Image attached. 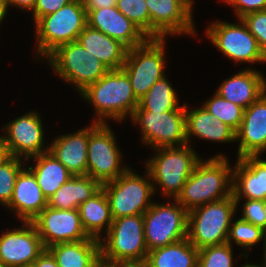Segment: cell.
Returning a JSON list of instances; mask_svg holds the SVG:
<instances>
[{
	"mask_svg": "<svg viewBox=\"0 0 266 267\" xmlns=\"http://www.w3.org/2000/svg\"><path fill=\"white\" fill-rule=\"evenodd\" d=\"M145 244L148 251L164 247L188 236V211L176 200L153 203L143 214Z\"/></svg>",
	"mask_w": 266,
	"mask_h": 267,
	"instance_id": "cell-10",
	"label": "cell"
},
{
	"mask_svg": "<svg viewBox=\"0 0 266 267\" xmlns=\"http://www.w3.org/2000/svg\"><path fill=\"white\" fill-rule=\"evenodd\" d=\"M38 112H29L12 120L5 127L2 135L9 156L29 158L49 151L44 147V130ZM24 156V157H22Z\"/></svg>",
	"mask_w": 266,
	"mask_h": 267,
	"instance_id": "cell-16",
	"label": "cell"
},
{
	"mask_svg": "<svg viewBox=\"0 0 266 267\" xmlns=\"http://www.w3.org/2000/svg\"><path fill=\"white\" fill-rule=\"evenodd\" d=\"M106 267H149L145 259L143 260H130V261H118L114 263H102Z\"/></svg>",
	"mask_w": 266,
	"mask_h": 267,
	"instance_id": "cell-43",
	"label": "cell"
},
{
	"mask_svg": "<svg viewBox=\"0 0 266 267\" xmlns=\"http://www.w3.org/2000/svg\"><path fill=\"white\" fill-rule=\"evenodd\" d=\"M8 153L6 150V146L4 144V140L2 136H0V163L4 161L8 157Z\"/></svg>",
	"mask_w": 266,
	"mask_h": 267,
	"instance_id": "cell-45",
	"label": "cell"
},
{
	"mask_svg": "<svg viewBox=\"0 0 266 267\" xmlns=\"http://www.w3.org/2000/svg\"><path fill=\"white\" fill-rule=\"evenodd\" d=\"M7 14V8L5 5V1L4 0H0V24L2 23L1 21H3V19L5 18Z\"/></svg>",
	"mask_w": 266,
	"mask_h": 267,
	"instance_id": "cell-46",
	"label": "cell"
},
{
	"mask_svg": "<svg viewBox=\"0 0 266 267\" xmlns=\"http://www.w3.org/2000/svg\"><path fill=\"white\" fill-rule=\"evenodd\" d=\"M199 250L185 238L176 243L148 251L149 267H197Z\"/></svg>",
	"mask_w": 266,
	"mask_h": 267,
	"instance_id": "cell-29",
	"label": "cell"
},
{
	"mask_svg": "<svg viewBox=\"0 0 266 267\" xmlns=\"http://www.w3.org/2000/svg\"><path fill=\"white\" fill-rule=\"evenodd\" d=\"M165 42V38H148L143 44L127 50L122 69L128 75L138 101L165 77Z\"/></svg>",
	"mask_w": 266,
	"mask_h": 267,
	"instance_id": "cell-9",
	"label": "cell"
},
{
	"mask_svg": "<svg viewBox=\"0 0 266 267\" xmlns=\"http://www.w3.org/2000/svg\"><path fill=\"white\" fill-rule=\"evenodd\" d=\"M0 236V264L4 267H29L45 250L32 221Z\"/></svg>",
	"mask_w": 266,
	"mask_h": 267,
	"instance_id": "cell-17",
	"label": "cell"
},
{
	"mask_svg": "<svg viewBox=\"0 0 266 267\" xmlns=\"http://www.w3.org/2000/svg\"><path fill=\"white\" fill-rule=\"evenodd\" d=\"M215 119L222 121L235 132L239 129L243 119L244 108L229 102L215 92L214 96L203 104Z\"/></svg>",
	"mask_w": 266,
	"mask_h": 267,
	"instance_id": "cell-32",
	"label": "cell"
},
{
	"mask_svg": "<svg viewBox=\"0 0 266 267\" xmlns=\"http://www.w3.org/2000/svg\"><path fill=\"white\" fill-rule=\"evenodd\" d=\"M264 238V230L241 218L231 223L227 243L232 245L234 241L242 248L249 250Z\"/></svg>",
	"mask_w": 266,
	"mask_h": 267,
	"instance_id": "cell-34",
	"label": "cell"
},
{
	"mask_svg": "<svg viewBox=\"0 0 266 267\" xmlns=\"http://www.w3.org/2000/svg\"><path fill=\"white\" fill-rule=\"evenodd\" d=\"M77 41L109 70L122 69L128 49L119 41L89 25L80 33Z\"/></svg>",
	"mask_w": 266,
	"mask_h": 267,
	"instance_id": "cell-25",
	"label": "cell"
},
{
	"mask_svg": "<svg viewBox=\"0 0 266 267\" xmlns=\"http://www.w3.org/2000/svg\"><path fill=\"white\" fill-rule=\"evenodd\" d=\"M81 223L86 233L95 239L102 240L101 232L107 233L112 222V214L108 197L101 188L91 198L78 207Z\"/></svg>",
	"mask_w": 266,
	"mask_h": 267,
	"instance_id": "cell-28",
	"label": "cell"
},
{
	"mask_svg": "<svg viewBox=\"0 0 266 267\" xmlns=\"http://www.w3.org/2000/svg\"><path fill=\"white\" fill-rule=\"evenodd\" d=\"M73 0H36L32 11L34 23L41 17L54 13Z\"/></svg>",
	"mask_w": 266,
	"mask_h": 267,
	"instance_id": "cell-40",
	"label": "cell"
},
{
	"mask_svg": "<svg viewBox=\"0 0 266 267\" xmlns=\"http://www.w3.org/2000/svg\"><path fill=\"white\" fill-rule=\"evenodd\" d=\"M185 103L186 141L195 136L203 140L216 142L236 141V132L214 116L203 106L189 110Z\"/></svg>",
	"mask_w": 266,
	"mask_h": 267,
	"instance_id": "cell-24",
	"label": "cell"
},
{
	"mask_svg": "<svg viewBox=\"0 0 266 267\" xmlns=\"http://www.w3.org/2000/svg\"><path fill=\"white\" fill-rule=\"evenodd\" d=\"M150 15V38L166 35H196L193 0H146Z\"/></svg>",
	"mask_w": 266,
	"mask_h": 267,
	"instance_id": "cell-14",
	"label": "cell"
},
{
	"mask_svg": "<svg viewBox=\"0 0 266 267\" xmlns=\"http://www.w3.org/2000/svg\"><path fill=\"white\" fill-rule=\"evenodd\" d=\"M265 91L266 79L261 72L247 68L223 81L216 93L246 109Z\"/></svg>",
	"mask_w": 266,
	"mask_h": 267,
	"instance_id": "cell-23",
	"label": "cell"
},
{
	"mask_svg": "<svg viewBox=\"0 0 266 267\" xmlns=\"http://www.w3.org/2000/svg\"><path fill=\"white\" fill-rule=\"evenodd\" d=\"M86 12L101 8L115 7L117 0H83Z\"/></svg>",
	"mask_w": 266,
	"mask_h": 267,
	"instance_id": "cell-42",
	"label": "cell"
},
{
	"mask_svg": "<svg viewBox=\"0 0 266 267\" xmlns=\"http://www.w3.org/2000/svg\"><path fill=\"white\" fill-rule=\"evenodd\" d=\"M156 154L147 160L146 168L151 176L154 191L156 184L162 188L164 196L176 199L182 188L202 159L190 144L179 147L154 149Z\"/></svg>",
	"mask_w": 266,
	"mask_h": 267,
	"instance_id": "cell-3",
	"label": "cell"
},
{
	"mask_svg": "<svg viewBox=\"0 0 266 267\" xmlns=\"http://www.w3.org/2000/svg\"><path fill=\"white\" fill-rule=\"evenodd\" d=\"M237 203L231 195L188 212V240L199 250L227 243Z\"/></svg>",
	"mask_w": 266,
	"mask_h": 267,
	"instance_id": "cell-5",
	"label": "cell"
},
{
	"mask_svg": "<svg viewBox=\"0 0 266 267\" xmlns=\"http://www.w3.org/2000/svg\"><path fill=\"white\" fill-rule=\"evenodd\" d=\"M234 168L232 195L237 206L242 197L266 201V160L260 156H245L237 158Z\"/></svg>",
	"mask_w": 266,
	"mask_h": 267,
	"instance_id": "cell-20",
	"label": "cell"
},
{
	"mask_svg": "<svg viewBox=\"0 0 266 267\" xmlns=\"http://www.w3.org/2000/svg\"><path fill=\"white\" fill-rule=\"evenodd\" d=\"M232 248L224 243L199 249L197 267H234Z\"/></svg>",
	"mask_w": 266,
	"mask_h": 267,
	"instance_id": "cell-36",
	"label": "cell"
},
{
	"mask_svg": "<svg viewBox=\"0 0 266 267\" xmlns=\"http://www.w3.org/2000/svg\"><path fill=\"white\" fill-rule=\"evenodd\" d=\"M89 127L50 142L49 152L73 175H87Z\"/></svg>",
	"mask_w": 266,
	"mask_h": 267,
	"instance_id": "cell-21",
	"label": "cell"
},
{
	"mask_svg": "<svg viewBox=\"0 0 266 267\" xmlns=\"http://www.w3.org/2000/svg\"><path fill=\"white\" fill-rule=\"evenodd\" d=\"M223 154L200 160L176 200L190 210L232 195L233 169Z\"/></svg>",
	"mask_w": 266,
	"mask_h": 267,
	"instance_id": "cell-1",
	"label": "cell"
},
{
	"mask_svg": "<svg viewBox=\"0 0 266 267\" xmlns=\"http://www.w3.org/2000/svg\"><path fill=\"white\" fill-rule=\"evenodd\" d=\"M20 158L8 156L0 163V203L7 206L13 196V190L20 171L25 167Z\"/></svg>",
	"mask_w": 266,
	"mask_h": 267,
	"instance_id": "cell-33",
	"label": "cell"
},
{
	"mask_svg": "<svg viewBox=\"0 0 266 267\" xmlns=\"http://www.w3.org/2000/svg\"><path fill=\"white\" fill-rule=\"evenodd\" d=\"M235 9L238 20L246 14L266 10V0H223Z\"/></svg>",
	"mask_w": 266,
	"mask_h": 267,
	"instance_id": "cell-39",
	"label": "cell"
},
{
	"mask_svg": "<svg viewBox=\"0 0 266 267\" xmlns=\"http://www.w3.org/2000/svg\"><path fill=\"white\" fill-rule=\"evenodd\" d=\"M100 240L88 238L77 242L57 243L46 248L59 267H97L100 263Z\"/></svg>",
	"mask_w": 266,
	"mask_h": 267,
	"instance_id": "cell-26",
	"label": "cell"
},
{
	"mask_svg": "<svg viewBox=\"0 0 266 267\" xmlns=\"http://www.w3.org/2000/svg\"><path fill=\"white\" fill-rule=\"evenodd\" d=\"M46 59L51 69L67 83H72L78 92H82L88 85L98 81L109 71L78 41L59 46Z\"/></svg>",
	"mask_w": 266,
	"mask_h": 267,
	"instance_id": "cell-7",
	"label": "cell"
},
{
	"mask_svg": "<svg viewBox=\"0 0 266 267\" xmlns=\"http://www.w3.org/2000/svg\"><path fill=\"white\" fill-rule=\"evenodd\" d=\"M88 25L87 12L82 0H73L58 11L41 17L35 23L37 52L46 58L59 46L77 41Z\"/></svg>",
	"mask_w": 266,
	"mask_h": 267,
	"instance_id": "cell-4",
	"label": "cell"
},
{
	"mask_svg": "<svg viewBox=\"0 0 266 267\" xmlns=\"http://www.w3.org/2000/svg\"><path fill=\"white\" fill-rule=\"evenodd\" d=\"M47 205L48 200L34 174L24 167L18 174L12 199L6 207L24 222L32 221Z\"/></svg>",
	"mask_w": 266,
	"mask_h": 267,
	"instance_id": "cell-22",
	"label": "cell"
},
{
	"mask_svg": "<svg viewBox=\"0 0 266 267\" xmlns=\"http://www.w3.org/2000/svg\"><path fill=\"white\" fill-rule=\"evenodd\" d=\"M5 1V5H6V8L8 10V6H18L19 8L21 9H24V10H30L31 12L33 11L34 9V6H35V3H36V0H4Z\"/></svg>",
	"mask_w": 266,
	"mask_h": 267,
	"instance_id": "cell-44",
	"label": "cell"
},
{
	"mask_svg": "<svg viewBox=\"0 0 266 267\" xmlns=\"http://www.w3.org/2000/svg\"><path fill=\"white\" fill-rule=\"evenodd\" d=\"M29 267H59L53 255L45 249Z\"/></svg>",
	"mask_w": 266,
	"mask_h": 267,
	"instance_id": "cell-41",
	"label": "cell"
},
{
	"mask_svg": "<svg viewBox=\"0 0 266 267\" xmlns=\"http://www.w3.org/2000/svg\"><path fill=\"white\" fill-rule=\"evenodd\" d=\"M44 248L57 243L77 242L90 237L84 230L78 209L45 207L33 220Z\"/></svg>",
	"mask_w": 266,
	"mask_h": 267,
	"instance_id": "cell-15",
	"label": "cell"
},
{
	"mask_svg": "<svg viewBox=\"0 0 266 267\" xmlns=\"http://www.w3.org/2000/svg\"><path fill=\"white\" fill-rule=\"evenodd\" d=\"M87 23L110 38L119 41L127 49L143 44L148 37L117 8H101L87 13Z\"/></svg>",
	"mask_w": 266,
	"mask_h": 267,
	"instance_id": "cell-19",
	"label": "cell"
},
{
	"mask_svg": "<svg viewBox=\"0 0 266 267\" xmlns=\"http://www.w3.org/2000/svg\"><path fill=\"white\" fill-rule=\"evenodd\" d=\"M131 119L140 126L143 143L153 149L187 145L185 104L177 111L135 110Z\"/></svg>",
	"mask_w": 266,
	"mask_h": 267,
	"instance_id": "cell-12",
	"label": "cell"
},
{
	"mask_svg": "<svg viewBox=\"0 0 266 267\" xmlns=\"http://www.w3.org/2000/svg\"><path fill=\"white\" fill-rule=\"evenodd\" d=\"M116 8L150 38V15L146 0H117Z\"/></svg>",
	"mask_w": 266,
	"mask_h": 267,
	"instance_id": "cell-35",
	"label": "cell"
},
{
	"mask_svg": "<svg viewBox=\"0 0 266 267\" xmlns=\"http://www.w3.org/2000/svg\"><path fill=\"white\" fill-rule=\"evenodd\" d=\"M89 126L87 175L101 185L113 181L129 167L121 166V152L107 123Z\"/></svg>",
	"mask_w": 266,
	"mask_h": 267,
	"instance_id": "cell-11",
	"label": "cell"
},
{
	"mask_svg": "<svg viewBox=\"0 0 266 267\" xmlns=\"http://www.w3.org/2000/svg\"><path fill=\"white\" fill-rule=\"evenodd\" d=\"M97 267H106L104 264L100 263Z\"/></svg>",
	"mask_w": 266,
	"mask_h": 267,
	"instance_id": "cell-49",
	"label": "cell"
},
{
	"mask_svg": "<svg viewBox=\"0 0 266 267\" xmlns=\"http://www.w3.org/2000/svg\"><path fill=\"white\" fill-rule=\"evenodd\" d=\"M178 102L177 93L165 76L158 80L139 100V105L135 110H148L151 112L177 111L182 107Z\"/></svg>",
	"mask_w": 266,
	"mask_h": 267,
	"instance_id": "cell-31",
	"label": "cell"
},
{
	"mask_svg": "<svg viewBox=\"0 0 266 267\" xmlns=\"http://www.w3.org/2000/svg\"><path fill=\"white\" fill-rule=\"evenodd\" d=\"M241 19L257 39L258 45L266 57V10L246 14Z\"/></svg>",
	"mask_w": 266,
	"mask_h": 267,
	"instance_id": "cell-37",
	"label": "cell"
},
{
	"mask_svg": "<svg viewBox=\"0 0 266 267\" xmlns=\"http://www.w3.org/2000/svg\"><path fill=\"white\" fill-rule=\"evenodd\" d=\"M240 267H266V263L263 262L261 266L260 265H253L250 263L249 264L245 263L243 266H240Z\"/></svg>",
	"mask_w": 266,
	"mask_h": 267,
	"instance_id": "cell-47",
	"label": "cell"
},
{
	"mask_svg": "<svg viewBox=\"0 0 266 267\" xmlns=\"http://www.w3.org/2000/svg\"><path fill=\"white\" fill-rule=\"evenodd\" d=\"M264 241L265 242H263L264 243L263 245L265 248H264V259L263 260L266 263V230L264 231Z\"/></svg>",
	"mask_w": 266,
	"mask_h": 267,
	"instance_id": "cell-48",
	"label": "cell"
},
{
	"mask_svg": "<svg viewBox=\"0 0 266 267\" xmlns=\"http://www.w3.org/2000/svg\"><path fill=\"white\" fill-rule=\"evenodd\" d=\"M239 142L238 159L260 156L266 151V91L244 109L243 119L236 131Z\"/></svg>",
	"mask_w": 266,
	"mask_h": 267,
	"instance_id": "cell-18",
	"label": "cell"
},
{
	"mask_svg": "<svg viewBox=\"0 0 266 267\" xmlns=\"http://www.w3.org/2000/svg\"><path fill=\"white\" fill-rule=\"evenodd\" d=\"M104 239L99 242L101 263L146 259L143 215L113 219Z\"/></svg>",
	"mask_w": 266,
	"mask_h": 267,
	"instance_id": "cell-6",
	"label": "cell"
},
{
	"mask_svg": "<svg viewBox=\"0 0 266 267\" xmlns=\"http://www.w3.org/2000/svg\"><path fill=\"white\" fill-rule=\"evenodd\" d=\"M35 166L28 169L34 174L37 183L47 200L73 175L48 151L32 157Z\"/></svg>",
	"mask_w": 266,
	"mask_h": 267,
	"instance_id": "cell-30",
	"label": "cell"
},
{
	"mask_svg": "<svg viewBox=\"0 0 266 267\" xmlns=\"http://www.w3.org/2000/svg\"><path fill=\"white\" fill-rule=\"evenodd\" d=\"M80 94L94 106L97 114L95 123H107L105 118H112L118 122L127 116L131 118L139 105L130 79L123 69L109 70Z\"/></svg>",
	"mask_w": 266,
	"mask_h": 267,
	"instance_id": "cell-2",
	"label": "cell"
},
{
	"mask_svg": "<svg viewBox=\"0 0 266 267\" xmlns=\"http://www.w3.org/2000/svg\"><path fill=\"white\" fill-rule=\"evenodd\" d=\"M102 185L88 175H76L64 183L49 199L48 207L58 210L78 209L96 194Z\"/></svg>",
	"mask_w": 266,
	"mask_h": 267,
	"instance_id": "cell-27",
	"label": "cell"
},
{
	"mask_svg": "<svg viewBox=\"0 0 266 267\" xmlns=\"http://www.w3.org/2000/svg\"><path fill=\"white\" fill-rule=\"evenodd\" d=\"M239 21V24L215 21L207 27V37L215 47L234 62H266L257 39L250 33L242 19Z\"/></svg>",
	"mask_w": 266,
	"mask_h": 267,
	"instance_id": "cell-13",
	"label": "cell"
},
{
	"mask_svg": "<svg viewBox=\"0 0 266 267\" xmlns=\"http://www.w3.org/2000/svg\"><path fill=\"white\" fill-rule=\"evenodd\" d=\"M241 219L266 230V201L246 199Z\"/></svg>",
	"mask_w": 266,
	"mask_h": 267,
	"instance_id": "cell-38",
	"label": "cell"
},
{
	"mask_svg": "<svg viewBox=\"0 0 266 267\" xmlns=\"http://www.w3.org/2000/svg\"><path fill=\"white\" fill-rule=\"evenodd\" d=\"M146 179L128 168L113 181L102 185L109 203L112 218L123 216L143 215L153 204L154 195L151 176L146 169ZM149 179V180H148Z\"/></svg>",
	"mask_w": 266,
	"mask_h": 267,
	"instance_id": "cell-8",
	"label": "cell"
}]
</instances>
